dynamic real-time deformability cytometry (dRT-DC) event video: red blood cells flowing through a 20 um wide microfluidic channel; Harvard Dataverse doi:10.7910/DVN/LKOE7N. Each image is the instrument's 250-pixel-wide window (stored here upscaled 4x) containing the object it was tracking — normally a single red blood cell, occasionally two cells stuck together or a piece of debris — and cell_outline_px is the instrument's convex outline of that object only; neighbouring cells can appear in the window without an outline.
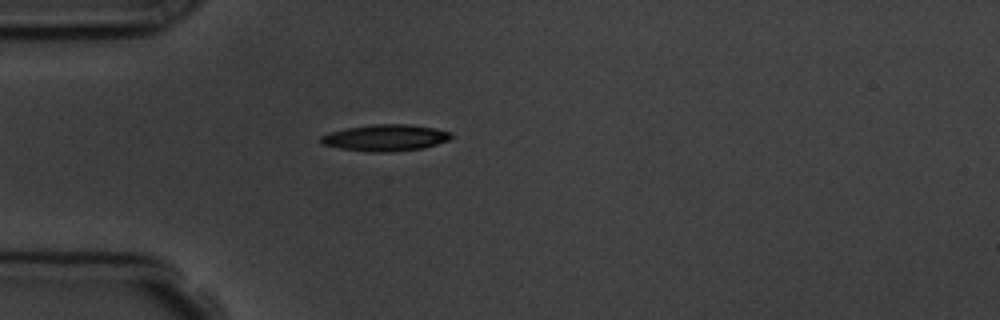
{"species": "common noctule bat (a hibernating species)", "species_latin": "Nyctalus noctula", "temperature_condition": "room temperature", "stored_images_in_passage": 3, "camera_frame_rate_fps": 3000, "um_per_image_px": 0.085, "animal": {"sex": "male", "body_mass_g": 19.5, "forearm_length_mm": 54.6}, "frame": {"image": 1, "passage_image": 3, "time_ms": 2.333, "image_size_px": [1000, 320], "cell_outline_px": [[452, 136], [448, 140], [424, 148], [392, 152], [372, 152], [340, 148], [320, 144], [320, 136], [332, 132], [348, 128], [372, 124], [408, 124], [432, 128], [448, 132]], "centroid_in_image_um": [32.73, 11.72], "position_along_channel_um": 52.3, "area_um2": 19.88}}